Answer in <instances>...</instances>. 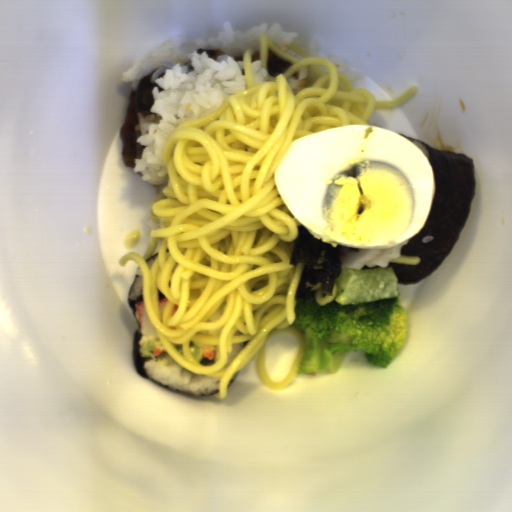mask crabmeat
Returning a JSON list of instances; mask_svg holds the SVG:
<instances>
[{
	"label": "crabmeat",
	"mask_w": 512,
	"mask_h": 512,
	"mask_svg": "<svg viewBox=\"0 0 512 512\" xmlns=\"http://www.w3.org/2000/svg\"><path fill=\"white\" fill-rule=\"evenodd\" d=\"M137 316L141 333L147 336H157L156 329L151 322L144 305V300L137 304Z\"/></svg>",
	"instance_id": "obj_1"
},
{
	"label": "crabmeat",
	"mask_w": 512,
	"mask_h": 512,
	"mask_svg": "<svg viewBox=\"0 0 512 512\" xmlns=\"http://www.w3.org/2000/svg\"><path fill=\"white\" fill-rule=\"evenodd\" d=\"M178 308H179L178 305L173 303L172 309H171V316L177 311Z\"/></svg>",
	"instance_id": "obj_3"
},
{
	"label": "crabmeat",
	"mask_w": 512,
	"mask_h": 512,
	"mask_svg": "<svg viewBox=\"0 0 512 512\" xmlns=\"http://www.w3.org/2000/svg\"><path fill=\"white\" fill-rule=\"evenodd\" d=\"M168 300L169 299L166 296L161 299H158L161 322H162L163 309H164L165 305L167 304Z\"/></svg>",
	"instance_id": "obj_2"
}]
</instances>
